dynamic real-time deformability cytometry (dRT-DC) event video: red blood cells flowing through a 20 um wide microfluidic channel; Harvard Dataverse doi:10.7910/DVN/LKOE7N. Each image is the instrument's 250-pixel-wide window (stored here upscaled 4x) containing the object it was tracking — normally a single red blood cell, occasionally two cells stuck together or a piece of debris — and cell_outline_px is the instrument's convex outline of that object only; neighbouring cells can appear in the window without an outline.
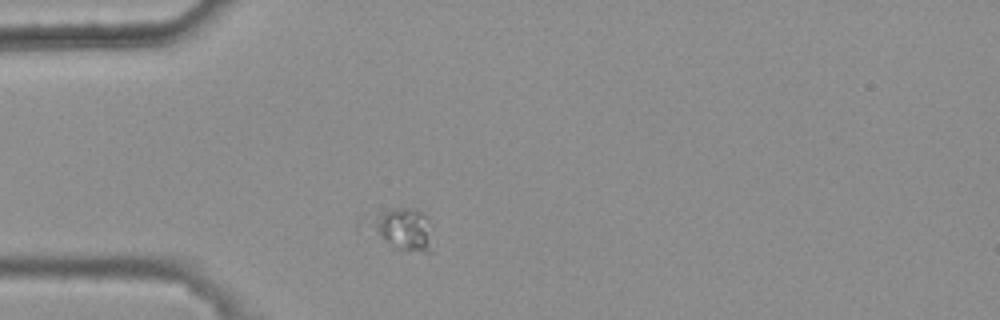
{"species": "common noctule bat (a hibernating species)", "species_latin": "Nyctalus noctula", "temperature_condition": "warm", "stored_images_in_passage": 2, "camera_frame_rate_fps": 3000, "um_per_image_px": 0.085, "animal": {"sex": "female", "body_mass_g": 25.1}, "frame": {"image": 1, "passage_image": 1, "time_ms": 0.0, "image_size_px": [1000, 320], "cell_outline_px": [[432, 252], [420, 252], [392, 248], [376, 232], [372, 224], [384, 212], [392, 208], [408, 208], [424, 212], [432, 224]], "centroid_in_image_um": [34.47, 19.52], "position_along_channel_um": 50.5, "area_um2": 14.8}}